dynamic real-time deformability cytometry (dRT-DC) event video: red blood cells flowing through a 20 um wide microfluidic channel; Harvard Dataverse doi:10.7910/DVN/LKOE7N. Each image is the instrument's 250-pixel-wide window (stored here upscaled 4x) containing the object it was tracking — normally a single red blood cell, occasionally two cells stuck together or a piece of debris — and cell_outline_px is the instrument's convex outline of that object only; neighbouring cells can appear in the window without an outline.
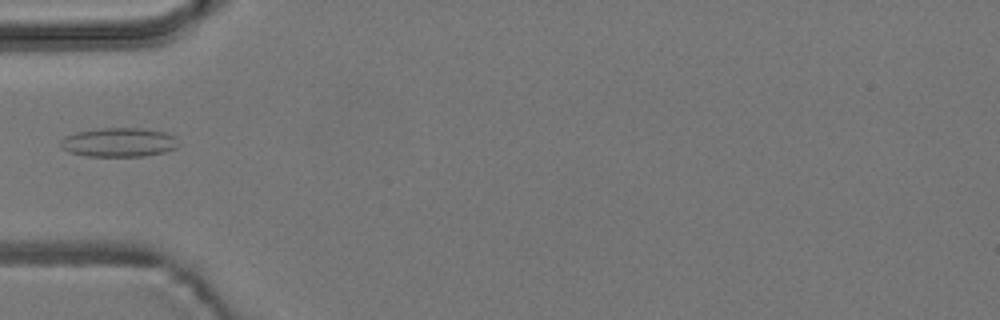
{"species": "common noctule bat (a hibernating species)", "species_latin": "Nyctalus noctula", "temperature_condition": "room temperature", "stored_images_in_passage": 5, "camera_frame_rate_fps": 3000, "um_per_image_px": 0.085, "animal": {"sex": "male", "body_mass_g": 19.2, "forearm_length_mm": 51.8}, "frame": {"image": 1, "passage_image": 4, "time_ms": 4.333, "image_size_px": [1000, 320], "cell_outline_px": [[180, 144], [176, 148], [164, 152], [144, 156], [88, 156], [68, 152], [60, 148], [60, 140], [64, 136], [76, 132], [96, 128], [144, 128], [164, 132], [176, 136]], "centroid_in_image_um": [10.1, 12.09], "position_along_channel_um": 74.9, "area_um2": 20.29}}
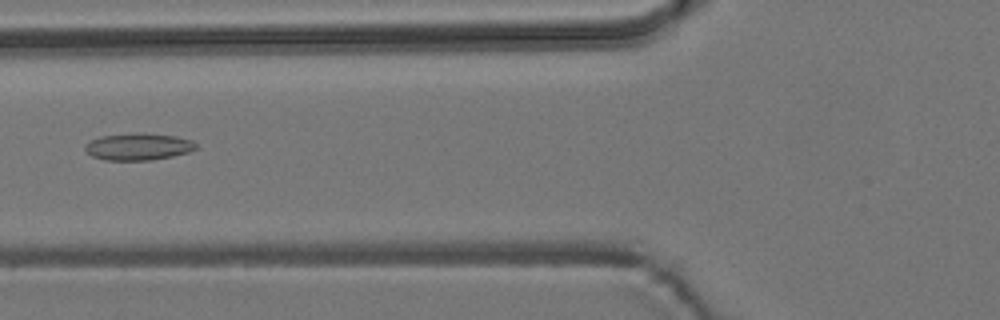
{"frame": {"image": 2, "passage_image": 5, "time_ms": 5.333, "image_size_px": [1000, 320], "cell_outline_px": [[196, 148], [188, 152], [172, 156], [148, 160], [104, 160], [92, 156], [84, 148], [92, 140], [100, 136], [136, 132], [176, 136], [192, 140], [196, 144]], "centroid_in_image_um": [11.76, 12.46], "position_along_channel_um": 114.0, "area_um2": 17.28}}